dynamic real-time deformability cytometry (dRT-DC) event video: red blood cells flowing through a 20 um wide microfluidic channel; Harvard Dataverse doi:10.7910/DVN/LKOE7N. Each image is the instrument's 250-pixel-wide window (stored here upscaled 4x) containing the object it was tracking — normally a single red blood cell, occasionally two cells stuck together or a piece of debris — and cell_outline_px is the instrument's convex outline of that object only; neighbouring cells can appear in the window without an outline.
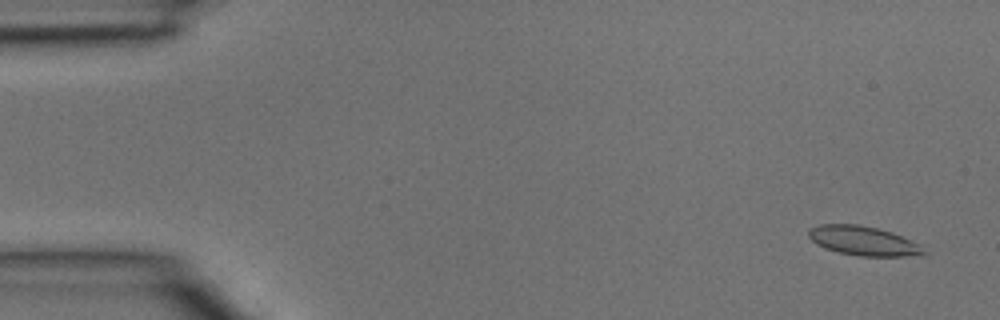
{"species": "common noctule bat (a hibernating species)", "species_latin": "Nyctalus noctula", "temperature_condition": "room temperature", "stored_images_in_passage": 15, "camera_frame_rate_fps": 3000, "um_per_image_px": 0.085, "animal": {"sex": "male", "body_mass_g": 15.6}, "frame": {"image": 1, "passage_image": 2, "time_ms": 0.333, "image_size_px": [1000, 320], "cell_outline_px": [[928, 252], [924, 256], [860, 256], [840, 252], [824, 248], [816, 244], [808, 236], [808, 228], [820, 224], [860, 224], [892, 232], [920, 244]], "centroid_in_image_um": [73.41, 20.47], "position_along_channel_um": 11.6, "area_um2": 19.88}}
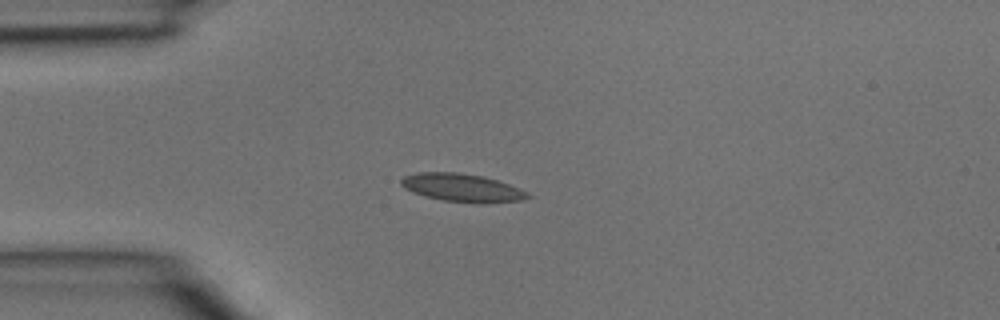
{"frame": {"image": 2, "passage_image": 10, "time_ms": 3.0, "image_size_px": [1000, 320], "cell_outline_px": [[532, 196], [520, 200], [488, 204], [480, 204], [444, 200], [424, 196], [412, 192], [404, 188], [400, 184], [400, 180], [404, 176], [416, 172], [456, 172], [484, 176], [520, 188], [528, 192]], "centroid_in_image_um": [39.28, 15.96], "position_along_channel_um": 45.7, "area_um2": 20.92}}
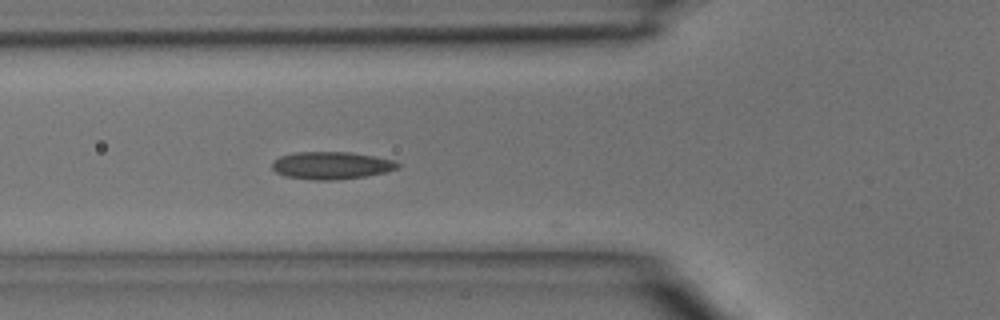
{"frame": {"image": 3, "passage_image": 14, "time_ms": 4.333, "image_size_px": [1000, 320], "cell_outline_px": [[400, 168], [384, 172], [364, 176], [336, 180], [316, 180], [284, 176], [276, 172], [272, 168], [272, 164], [280, 156], [296, 152], [352, 152], [396, 160], [400, 164]], "centroid_in_image_um": [28.2, 14.06], "position_along_channel_um": 97.6, "area_um2": 20.11}}